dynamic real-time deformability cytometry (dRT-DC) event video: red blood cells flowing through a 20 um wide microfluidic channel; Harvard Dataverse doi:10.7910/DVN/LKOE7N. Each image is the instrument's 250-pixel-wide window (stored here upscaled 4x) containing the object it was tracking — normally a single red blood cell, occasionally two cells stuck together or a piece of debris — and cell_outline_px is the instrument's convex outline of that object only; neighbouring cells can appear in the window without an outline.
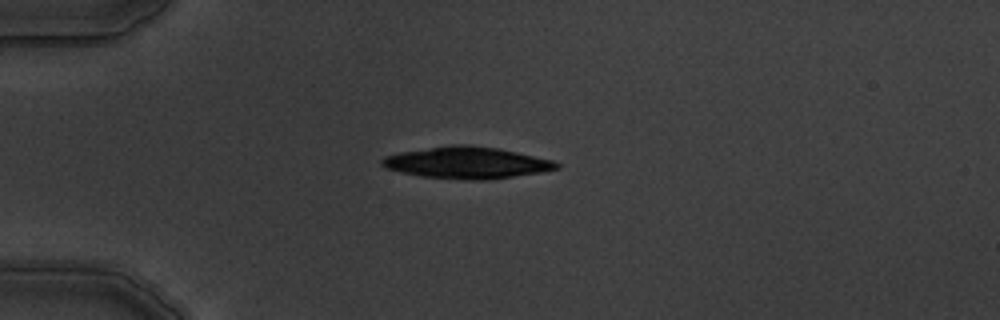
{"species": "common noctule bat (a hibernating species)", "species_latin": "Nyctalus noctula", "temperature_condition": "warm", "stored_images_in_passage": 10, "camera_frame_rate_fps": 3000, "um_per_image_px": 0.085, "animal": {"sex": "male", "body_mass_g": 19.5, "forearm_length_mm": 54.6}, "frame": {"image": 1, "passage_image": 5, "time_ms": 4.667, "image_size_px": [1000, 320], "cell_outline_px": [[560, 168], [540, 172], [488, 180], [464, 180], [420, 176], [400, 172], [384, 168], [380, 164], [380, 160], [384, 156], [400, 152], [452, 144], [468, 144], [500, 148], [552, 160], [560, 164]], "centroid_in_image_um": [39.64, 13.83], "position_along_channel_um": 45.4, "area_um2": 32.48}}